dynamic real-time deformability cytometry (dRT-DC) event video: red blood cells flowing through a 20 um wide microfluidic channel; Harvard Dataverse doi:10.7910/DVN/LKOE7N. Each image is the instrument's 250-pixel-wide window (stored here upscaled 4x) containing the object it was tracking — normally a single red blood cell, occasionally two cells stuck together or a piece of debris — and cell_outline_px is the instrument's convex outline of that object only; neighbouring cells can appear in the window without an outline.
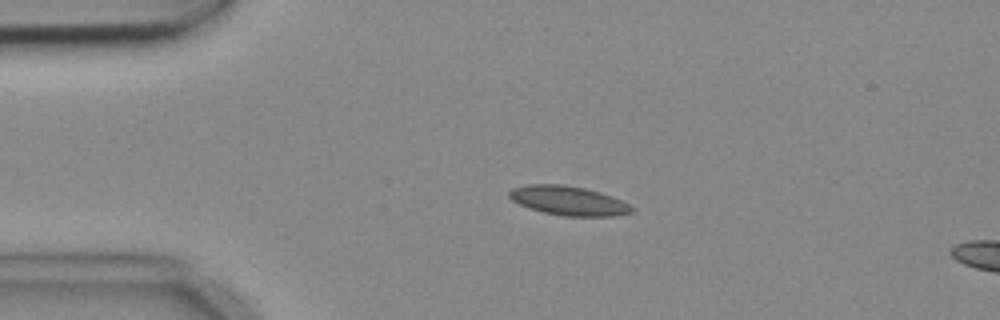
{"species": "common noctule bat (a hibernating species)", "species_latin": "Nyctalus noctula", "temperature_condition": "cold", "stored_images_in_passage": 4, "camera_frame_rate_fps": 3000, "um_per_image_px": 0.085, "animal": {"sex": "female", "body_mass_g": 18.4}, "frame": {"image": 1, "passage_image": 3, "time_ms": 0.667, "image_size_px": [1000, 320], "cell_outline_px": [[636, 212], [616, 216], [564, 216], [544, 212], [528, 208], [512, 200], [508, 196], [508, 192], [512, 188], [528, 184], [564, 184], [584, 188], [600, 192], [612, 196], [636, 208]], "centroid_in_image_um": [48.35, 17.06], "position_along_channel_um": 36.7, "area_um2": 21.04}}